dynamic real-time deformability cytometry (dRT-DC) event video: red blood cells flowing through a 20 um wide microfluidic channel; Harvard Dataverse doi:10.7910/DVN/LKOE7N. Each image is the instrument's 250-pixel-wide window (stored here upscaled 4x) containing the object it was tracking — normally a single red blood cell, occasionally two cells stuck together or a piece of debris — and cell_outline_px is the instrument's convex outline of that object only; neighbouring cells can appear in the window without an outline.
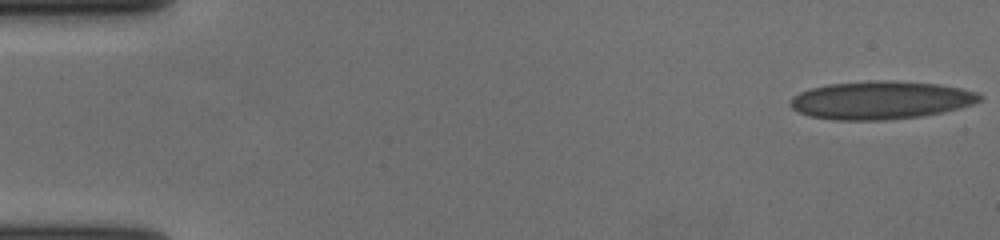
{"species": "human", "species_latin": "Homo sapiens", "temperature_condition": "cold", "stored_images_in_passage": 57, "camera_frame_rate_fps": 3000, "um_per_image_px": 0.085, "donor": {"sex": "female"}, "frame": {"image": 1, "passage_image": 1, "time_ms": 0.0, "image_size_px": [1000, 240], "cell_outline_px": [[984, 96], [980, 100], [972, 104], [940, 112], [920, 116], [884, 120], [832, 120], [808, 116], [792, 108], [788, 104], [788, 100], [792, 96], [800, 92], [812, 88], [828, 84], [876, 80], [880, 80], [936, 84], [960, 88], [976, 92]], "centroid_in_image_um": [74.79, 8.52], "position_along_channel_um": 10.2, "area_um2": 41.73}}
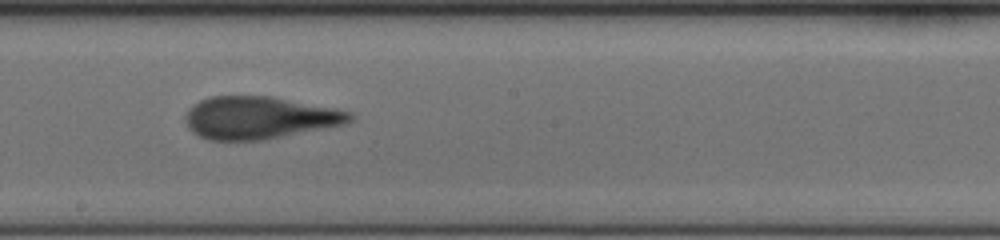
{"frame": {"image": 2, "passage_image": 32, "time_ms": 10.333, "image_size_px": [1000, 240], "cell_outline_px": [[352, 120], [344, 124], [264, 140], [208, 140], [192, 132], [188, 128], [184, 116], [188, 108], [192, 104], [208, 96], [272, 96], [336, 108], [352, 112]], "centroid_in_image_um": [22.0, 10.0], "position_along_channel_um": 226.2, "area_um2": 40.86}}
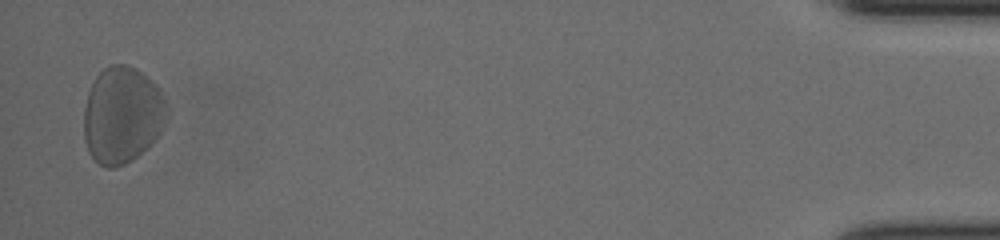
{"frame": {"image": 3, "passage_image": 56, "time_ms": 18.333, "image_size_px": [1000, 240], "cell_outline_px": [[168, 116], [164, 128], [132, 160], [124, 164], [112, 168], [108, 168], [100, 164], [88, 152], [84, 140], [84, 108], [88, 92], [96, 76], [104, 68], [112, 64], [128, 64], [136, 68], [160, 92], [164, 100], [168, 112]], "centroid_in_image_um": [10.35, 9.78], "position_along_channel_um": 424.8, "area_um2": 46.3}, "authors_computed_cell_mechanics": {"area_um2": 40.749, "velocity_mm_per_s": 3.5864, "shape_relaxation_time_tau1_ms": 4.5092, "shape_relaxation_time_tau2_ms": 1.1195, "deformation_change_tau1": 0.137, "deformation_change_tau2": 0.0704}}